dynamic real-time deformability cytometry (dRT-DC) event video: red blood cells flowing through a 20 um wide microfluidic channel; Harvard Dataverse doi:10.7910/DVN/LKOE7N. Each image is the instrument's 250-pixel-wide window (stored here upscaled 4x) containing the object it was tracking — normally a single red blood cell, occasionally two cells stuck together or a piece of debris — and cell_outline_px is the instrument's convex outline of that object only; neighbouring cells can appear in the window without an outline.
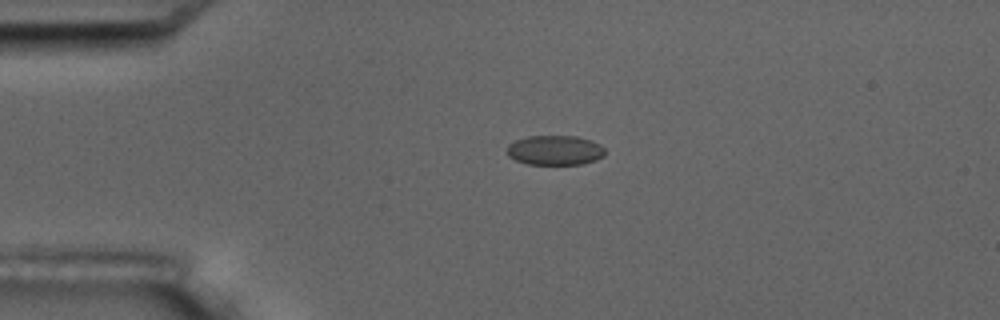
{"species": "common noctule bat (a hibernating species)", "species_latin": "Nyctalus noctula", "temperature_condition": "room temperature", "stored_images_in_passage": 3, "camera_frame_rate_fps": 3000, "um_per_image_px": 0.085, "animal": {"sex": "male", "body_mass_g": 17.5, "forearm_length_mm": 52.3}, "frame": {"image": 1, "passage_image": 2, "time_ms": 1.333, "image_size_px": [1000, 320], "cell_outline_px": [[604, 156], [596, 160], [584, 164], [528, 164], [516, 160], [508, 156], [508, 144], [516, 140], [528, 136], [576, 136], [592, 140], [600, 144], [604, 148]], "centroid_in_image_um": [47.2, 12.77], "position_along_channel_um": 37.8, "area_um2": 16.99}}